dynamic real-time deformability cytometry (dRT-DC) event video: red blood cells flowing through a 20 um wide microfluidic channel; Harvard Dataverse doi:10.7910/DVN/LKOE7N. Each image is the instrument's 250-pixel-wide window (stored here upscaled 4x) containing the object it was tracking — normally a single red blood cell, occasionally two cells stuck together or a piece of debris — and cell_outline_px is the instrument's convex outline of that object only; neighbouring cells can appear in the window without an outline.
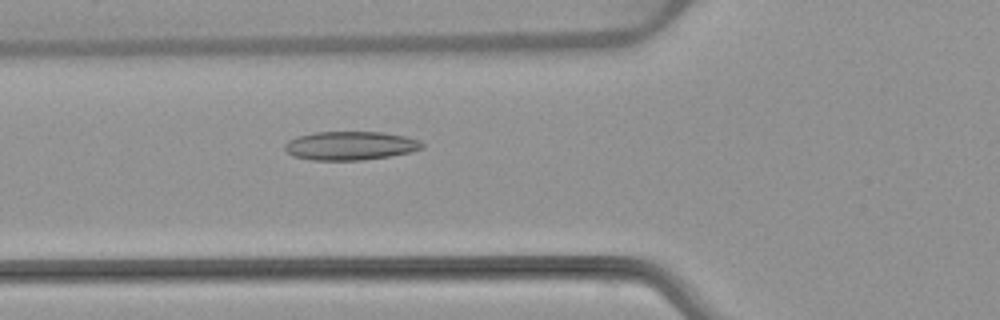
{"species": "common noctule bat (a hibernating species)", "species_latin": "Nyctalus noctula", "temperature_condition": "warm", "stored_images_in_passage": 55, "camera_frame_rate_fps": 3000, "um_per_image_px": 0.085, "animal": {"sex": "female", "body_mass_g": 22.7, "forearm_length_mm": 54.2}, "frame": {"image": 1, "passage_image": 20, "time_ms": 6.333, "image_size_px": [1000, 320], "cell_outline_px": [[424, 148], [412, 152], [364, 160], [312, 160], [292, 156], [284, 148], [284, 144], [288, 140], [296, 136], [316, 132], [384, 132], [404, 136], [420, 140], [424, 144]], "centroid_in_image_um": [29.78, 12.38], "position_along_channel_um": 96.0, "area_um2": 23.12}}
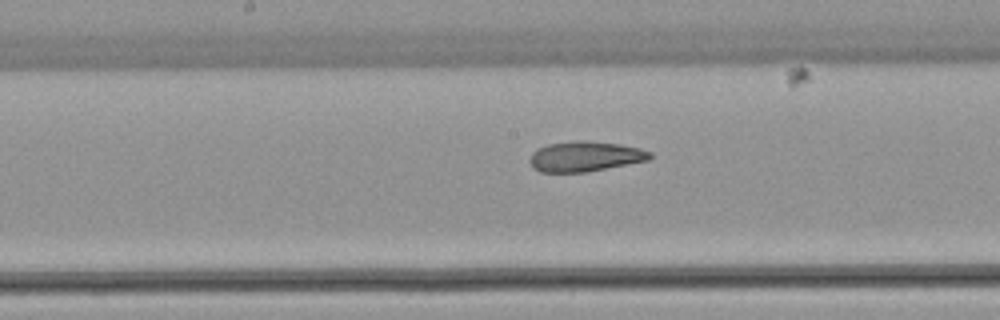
{"frame": {"image": 2, "passage_image": 28, "time_ms": 9.0, "image_size_px": [1000, 320], "cell_outline_px": [[652, 156], [648, 160], [584, 172], [540, 172], [532, 168], [528, 160], [532, 152], [548, 144], [576, 140], [588, 140], [620, 144], [640, 148], [652, 152]], "centroid_in_image_um": [49.71, 13.29], "position_along_channel_um": 198.5, "area_um2": 21.15}}
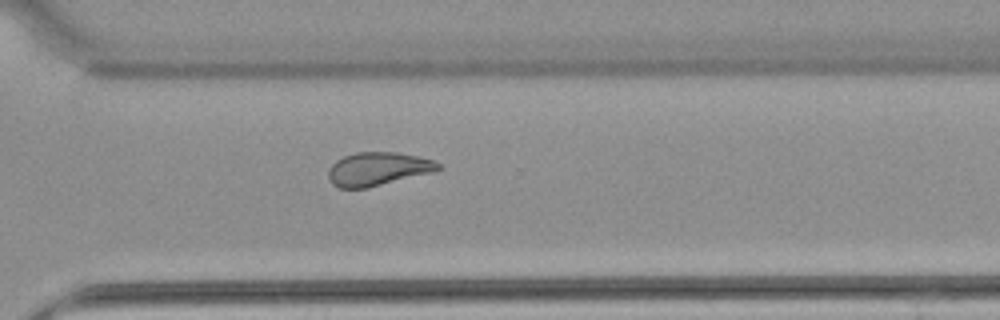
{"frame": {"image": 3, "passage_image": 39, "time_ms": 12.667, "image_size_px": [1000, 320], "cell_outline_px": [[440, 168], [432, 172], [368, 188], [340, 188], [332, 184], [328, 180], [328, 168], [336, 160], [344, 156], [356, 152], [396, 152], [416, 156], [432, 160], [440, 164]], "centroid_in_image_um": [32.06, 14.36], "position_along_channel_um": 338.5, "area_um2": 21.33}}